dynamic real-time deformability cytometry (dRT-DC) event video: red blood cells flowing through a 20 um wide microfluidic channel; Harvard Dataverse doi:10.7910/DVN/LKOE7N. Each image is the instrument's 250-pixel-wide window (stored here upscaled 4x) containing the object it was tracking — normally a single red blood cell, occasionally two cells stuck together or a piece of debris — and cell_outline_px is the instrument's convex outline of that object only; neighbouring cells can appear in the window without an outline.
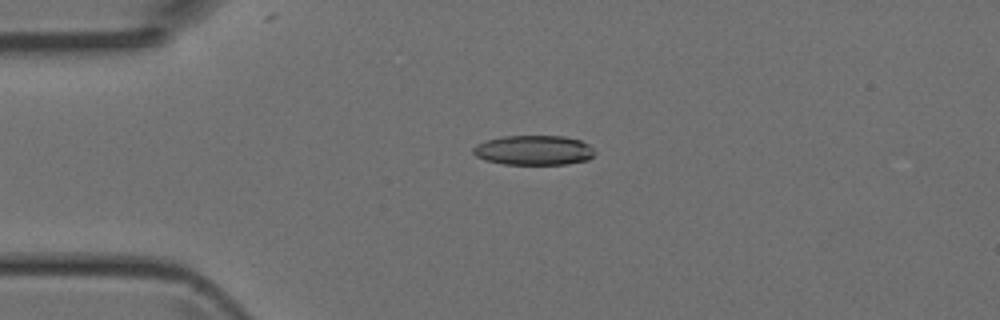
{"species": "Egyptian fruit bat (a non-hibernating species)", "species_latin": "Rousettus aegyptiacus", "temperature_condition": "room temperature", "stored_images_in_passage": 3, "camera_frame_rate_fps": 3000, "um_per_image_px": 0.085, "animal": {"sex": "female"}, "frame": {"image": 1, "passage_image": 3, "time_ms": 0.667, "image_size_px": [1000, 320], "cell_outline_px": [[596, 152], [588, 160], [568, 164], [504, 164], [484, 160], [476, 156], [472, 152], [472, 148], [476, 144], [488, 140], [504, 136], [564, 136], [580, 140], [588, 144]], "centroid_in_image_um": [45.37, 12.77], "position_along_channel_um": 39.6, "area_um2": 21.1}}